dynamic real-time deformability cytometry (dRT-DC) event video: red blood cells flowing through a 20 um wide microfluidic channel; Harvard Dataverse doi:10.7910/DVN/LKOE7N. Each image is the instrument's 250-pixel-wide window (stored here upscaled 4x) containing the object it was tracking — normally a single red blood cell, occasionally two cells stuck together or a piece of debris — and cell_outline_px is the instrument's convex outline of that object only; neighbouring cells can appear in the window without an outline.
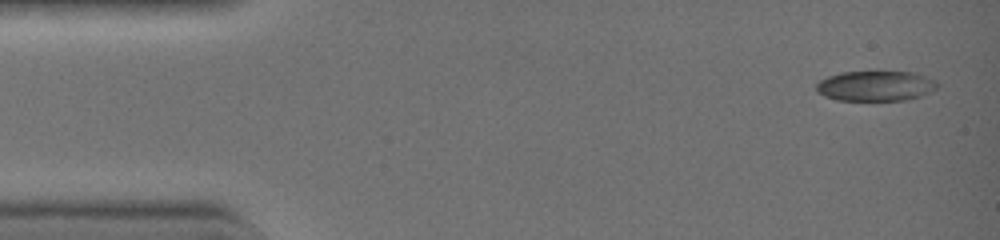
{"species": "common noctule bat (a hibernating species)", "species_latin": "Nyctalus noctula", "temperature_condition": "warm", "stored_images_in_passage": 5, "camera_frame_rate_fps": 3000, "um_per_image_px": 0.085, "animal": {"sex": "female", "body_mass_g": 19.0, "forearm_length_mm": 51.5}, "frame": {"image": 1, "passage_image": 1, "time_ms": 0.0, "image_size_px": [1000, 240], "cell_outline_px": [[936, 88], [920, 96], [904, 100], [836, 100], [824, 96], [816, 92], [816, 84], [820, 80], [828, 76], [840, 72], [876, 68], [916, 72], [932, 80], [936, 84]], "centroid_in_image_um": [74.36, 7.24], "position_along_channel_um": 10.6, "area_um2": 22.14}}
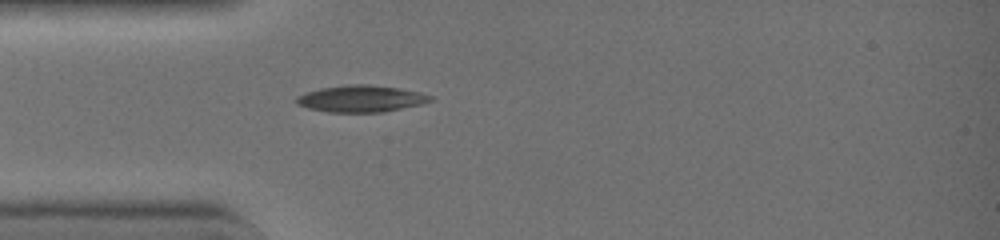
{"frame": {"image": 2, "passage_image": 5, "time_ms": 1.333, "image_size_px": [1000, 240], "cell_outline_px": [[432, 100], [420, 104], [384, 112], [332, 112], [308, 108], [296, 104], [296, 96], [320, 88], [344, 84], [368, 84], [396, 88], [416, 92], [432, 96]], "centroid_in_image_um": [30.63, 8.38], "position_along_channel_um": 54.4, "area_um2": 20.58}}